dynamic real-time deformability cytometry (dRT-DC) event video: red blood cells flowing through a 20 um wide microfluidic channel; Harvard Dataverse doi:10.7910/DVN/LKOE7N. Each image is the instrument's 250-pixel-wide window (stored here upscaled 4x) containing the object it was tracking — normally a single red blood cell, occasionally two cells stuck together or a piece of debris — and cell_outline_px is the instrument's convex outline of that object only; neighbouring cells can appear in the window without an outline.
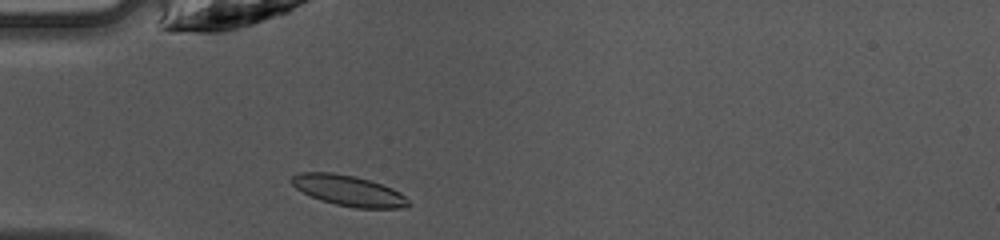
{"species": "common noctule bat (a hibernating species)", "species_latin": "Nyctalus noctula", "temperature_condition": "warm", "stored_images_in_passage": 24, "camera_frame_rate_fps": 3000, "um_per_image_px": 0.085, "animal": {"sex": "female", "body_mass_g": 10.0, "forearm_length_mm": 53.1}, "frame": {"image": 1, "passage_image": 1, "time_ms": 0.0, "image_size_px": [1000, 240], "cell_outline_px": [[412, 204], [404, 208], [356, 208], [336, 204], [320, 200], [296, 188], [288, 180], [292, 176], [300, 172], [332, 172], [356, 176], [392, 188], [400, 192]], "centroid_in_image_um": [29.62, 16.2], "position_along_channel_um": 55.4, "area_um2": 20.81}}
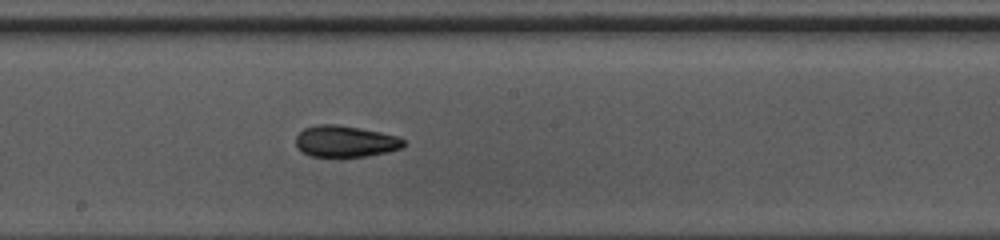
{"frame": {"image": 2, "passage_image": 13, "time_ms": 4.0, "image_size_px": [1000, 240], "cell_outline_px": [[404, 144], [400, 148], [388, 152], [368, 156], [308, 156], [300, 152], [296, 148], [296, 136], [304, 128], [316, 124], [336, 124], [360, 128], [380, 132], [396, 136], [404, 140]], "centroid_in_image_um": [29.29, 12.01], "position_along_channel_um": 218.9, "area_um2": 19.77}}
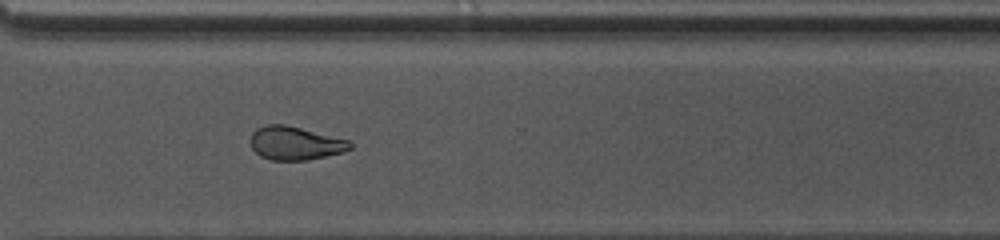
{"frame": {"image": 3, "passage_image": 22, "time_ms": 7.0, "image_size_px": [1000, 240], "cell_outline_px": [[352, 148], [344, 152], [308, 160], [272, 160], [260, 156], [252, 148], [252, 132], [256, 128], [268, 124], [284, 124], [348, 140], [352, 144]], "centroid_in_image_um": [25.09, 12.18], "position_along_channel_um": 345.5, "area_um2": 19.19}, "authors_computed_cell_mechanics": {"area_um2": 19.652, "velocity_mm_per_s": 4.2339, "shape_relaxation_time_tau1_ms": 5.5707, "shape_relaxation_time_tau2_ms": 4.6014, "deformation_change_tau1": 0.1902, "deformation_change_tau2": 0.1172}}